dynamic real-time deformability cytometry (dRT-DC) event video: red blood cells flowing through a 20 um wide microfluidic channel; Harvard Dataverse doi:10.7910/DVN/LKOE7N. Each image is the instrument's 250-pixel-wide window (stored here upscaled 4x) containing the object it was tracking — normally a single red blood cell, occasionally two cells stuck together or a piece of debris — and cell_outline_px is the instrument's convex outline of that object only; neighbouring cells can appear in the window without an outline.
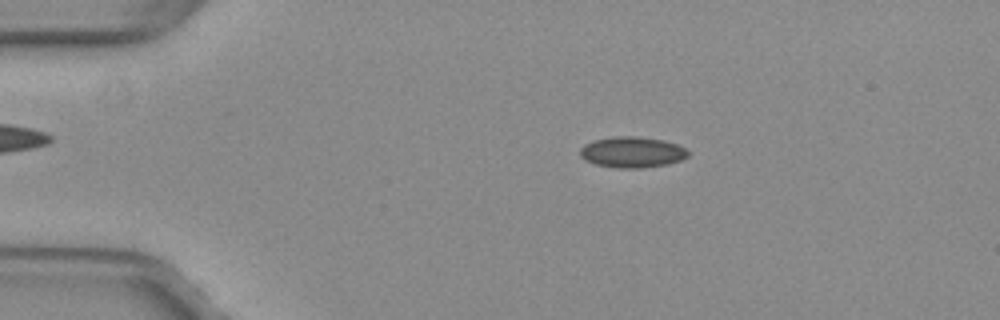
{"species": "common noctule bat (a hibernating species)", "species_latin": "Nyctalus noctula", "temperature_condition": "warm", "stored_images_in_passage": 52, "camera_frame_rate_fps": 3000, "um_per_image_px": 0.085, "animal": {"sex": "female", "body_mass_g": 29.2, "forearm_length_mm": 56.3}, "frame": {"image": 1, "passage_image": 10, "time_ms": 3.0, "image_size_px": [1000, 320], "cell_outline_px": [[688, 156], [680, 160], [668, 164], [640, 168], [616, 168], [596, 164], [580, 156], [580, 148], [584, 144], [596, 140], [612, 136], [640, 136], [664, 140], [676, 144], [684, 148], [688, 152]], "centroid_in_image_um": [53.73, 12.92], "position_along_channel_um": 31.3, "area_um2": 19.36}}
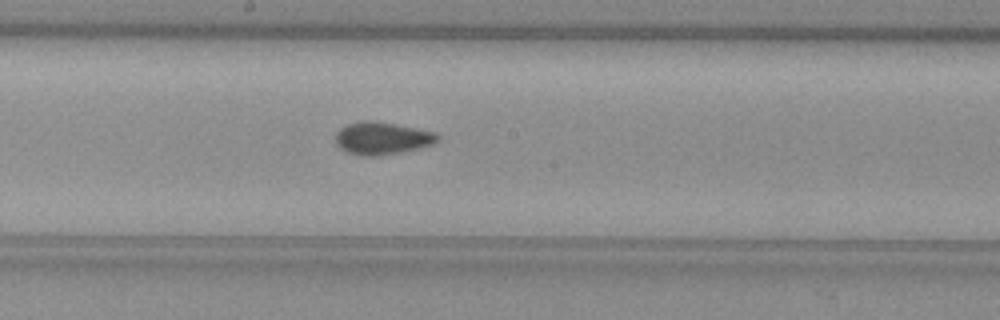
{"frame": {"image": 2, "passage_image": 28, "time_ms": 9.0, "image_size_px": [1000, 320], "cell_outline_px": [[440, 140], [432, 144], [420, 148], [400, 152], [372, 156], [360, 156], [348, 152], [340, 148], [336, 144], [336, 132], [344, 124], [360, 120], [372, 120], [396, 124], [436, 132], [440, 136]], "centroid_in_image_um": [32.46, 11.73], "position_along_channel_um": 215.7, "area_um2": 19.54}}
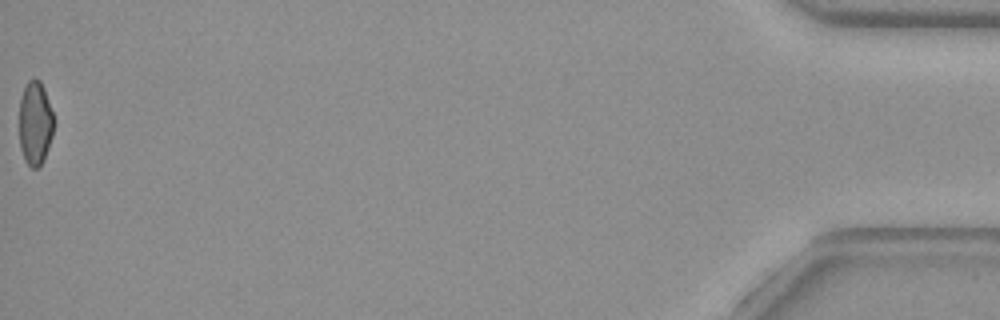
{"frame": {"image": 3, "passage_image": 52, "time_ms": 17.0, "image_size_px": [1000, 320], "cell_outline_px": [[56, 120], [52, 136], [44, 160], [36, 168], [32, 168], [24, 160], [20, 148], [20, 100], [24, 88], [28, 80], [40, 80], [44, 88]], "centroid_in_image_um": [3.02, 10.48], "position_along_channel_um": 432.2, "area_um2": 16.99}, "authors_computed_cell_mechanics": {"area_um2": 18.4382, "velocity_mm_per_s": 4.0049, "shape_relaxation_time_tau1_ms": null, "shape_relaxation_time_tau2_ms": 1.6105, "deformation_change_tau1": null, "deformation_change_tau2": 0.0611}}